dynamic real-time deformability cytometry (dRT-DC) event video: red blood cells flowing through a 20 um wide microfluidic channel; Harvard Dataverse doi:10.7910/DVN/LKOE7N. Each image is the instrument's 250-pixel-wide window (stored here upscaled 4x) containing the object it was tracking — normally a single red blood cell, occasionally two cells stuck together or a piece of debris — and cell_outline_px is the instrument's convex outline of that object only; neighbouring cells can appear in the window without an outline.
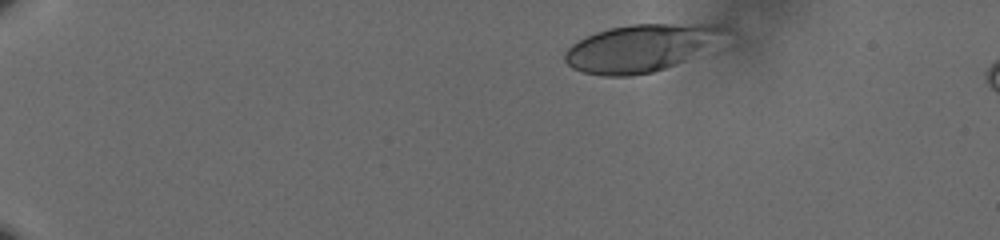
{"species": "human", "species_latin": "Homo sapiens", "temperature_condition": "cold", "stored_images_in_passage": 48, "camera_frame_rate_fps": 3000, "um_per_image_px": 0.085, "donor": {"sex": "male"}, "frame": {"image": 1, "passage_image": 1, "time_ms": 0.0, "image_size_px": [1000, 240], "cell_outline_px": [[728, 28], [676, 64], [652, 72], [632, 76], [604, 76], [584, 72], [572, 68], [564, 60], [564, 52], [572, 44], [596, 32], [608, 28], [632, 24], [716, 24]], "centroid_in_image_um": [54.25, 4.08], "position_along_channel_um": 30.7, "area_um2": 42.31}}
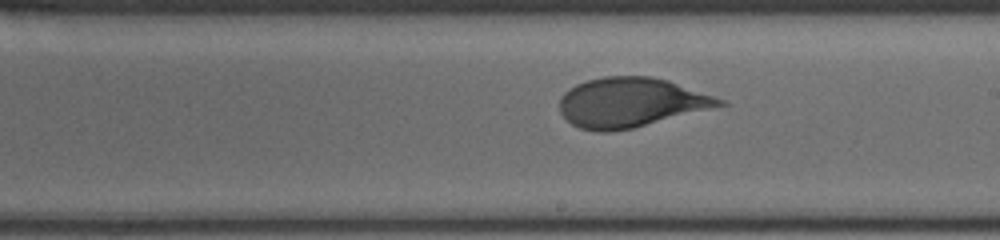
{"frame": {"image": 2, "passage_image": 27, "time_ms": 8.667, "image_size_px": [1000, 240], "cell_outline_px": [[728, 104], [632, 128], [608, 132], [600, 132], [580, 128], [572, 124], [560, 112], [560, 96], [568, 88], [576, 84], [588, 80], [604, 76], [652, 76], [668, 80], [724, 100]], "centroid_in_image_um": [53.57, 8.7], "position_along_channel_um": 235.4, "area_um2": 45.78}}
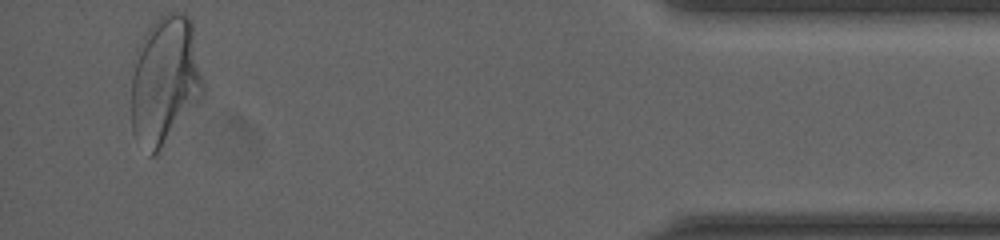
{"frame": {"image": 3, "passage_image": 47, "time_ms": 15.333, "image_size_px": [1000, 240], "cell_outline_px": [[204, 96], [160, 148], [152, 156], [148, 156], [132, 132], [132, 76], [136, 48], [148, 28], [160, 16], [168, 12], [184, 12], [192, 20], [204, 80]], "centroid_in_image_um": [14.04, 6.79], "position_along_channel_um": 421.2, "area_um2": 54.27}, "authors_computed_cell_mechanics": {"area_um2": 45.7776, "velocity_mm_per_s": 3.5943, "shape_relaxation_time_tau1_ms": 4.7192, "shape_relaxation_time_tau2_ms": null, "deformation_change_tau1": 0.1712, "deformation_change_tau2": null}}